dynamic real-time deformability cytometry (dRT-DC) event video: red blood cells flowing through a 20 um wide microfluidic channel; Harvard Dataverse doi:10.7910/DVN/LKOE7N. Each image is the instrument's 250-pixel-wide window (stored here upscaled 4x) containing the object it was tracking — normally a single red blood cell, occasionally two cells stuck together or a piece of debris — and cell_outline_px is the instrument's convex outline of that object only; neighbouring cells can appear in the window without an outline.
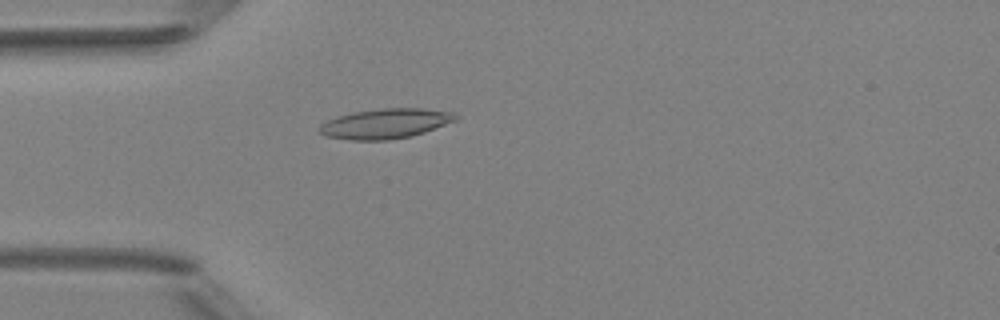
{"species": "Egyptian fruit bat (a non-hibernating species)", "species_latin": "Rousettus aegyptiacus", "temperature_condition": "room temperature", "stored_images_in_passage": 1, "camera_frame_rate_fps": 3000, "um_per_image_px": 0.085, "animal": {"sex": "female"}, "frame": {"image": 1, "passage_image": 1, "time_ms": 0.0, "image_size_px": [1000, 320], "cell_outline_px": [[460, 116], [456, 120], [424, 132], [412, 136], [388, 140], [348, 140], [324, 136], [316, 128], [320, 124], [336, 116], [352, 112], [384, 108], [420, 108], [452, 112]], "centroid_in_image_um": [32.71, 10.51], "position_along_channel_um": 52.3, "area_um2": 23.87}}